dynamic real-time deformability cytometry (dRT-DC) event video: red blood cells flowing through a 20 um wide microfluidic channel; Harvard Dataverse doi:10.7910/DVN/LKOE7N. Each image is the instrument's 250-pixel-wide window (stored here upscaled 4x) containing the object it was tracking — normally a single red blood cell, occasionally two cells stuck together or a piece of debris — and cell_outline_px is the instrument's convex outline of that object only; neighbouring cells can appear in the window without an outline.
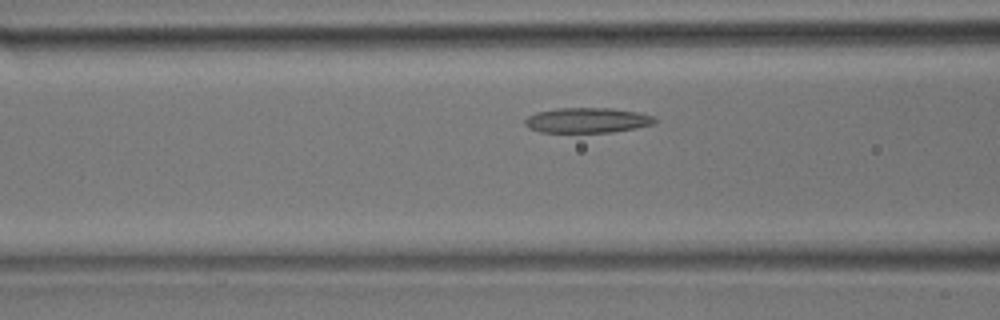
{"species": "common noctule bat (a hibernating species)", "species_latin": "Nyctalus noctula", "temperature_condition": "room temperature", "stored_images_in_passage": 24, "camera_frame_rate_fps": 3000, "um_per_image_px": 0.085, "animal": {"sex": "male", "body_mass_g": 17.9}, "frame": {"image": 1, "passage_image": 6, "time_ms": 1.667, "image_size_px": [1000, 320], "cell_outline_px": [[656, 124], [636, 128], [612, 132], [540, 132], [528, 128], [524, 124], [524, 120], [528, 116], [536, 112], [560, 108], [612, 108], [636, 112], [652, 116], [656, 120]], "centroid_in_image_um": [49.9, 10.23], "position_along_channel_um": 116.7, "area_um2": 19.02}}
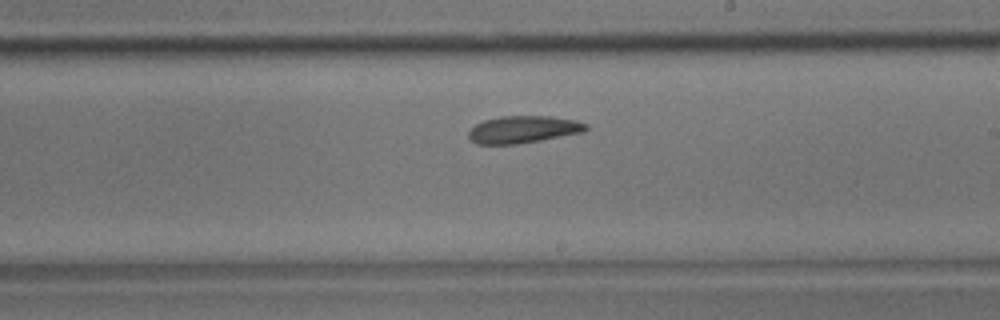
{"frame": {"image": 2, "passage_image": 14, "time_ms": 4.333, "image_size_px": [1000, 320], "cell_outline_px": [[588, 128], [584, 132], [540, 140], [516, 144], [476, 144], [468, 136], [468, 132], [476, 124], [484, 120], [500, 116], [552, 116], [576, 120], [588, 124]], "centroid_in_image_um": [44.49, 10.99], "position_along_channel_um": 244.5, "area_um2": 18.61}}
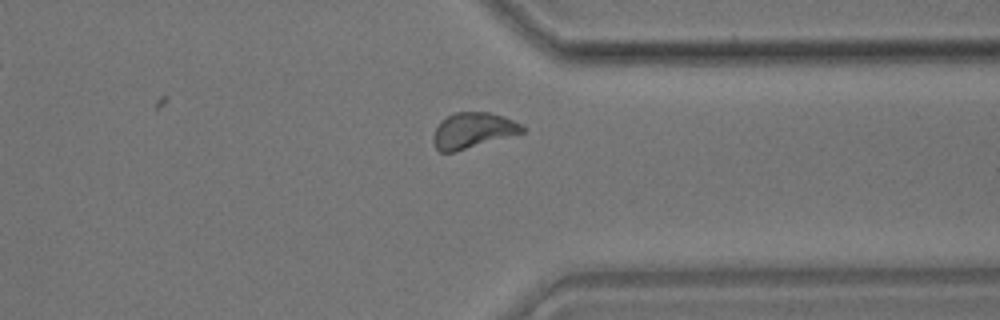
{"frame": {"image": 3, "passage_image": 22, "time_ms": 7.0, "image_size_px": [1000, 320], "cell_outline_px": [[524, 132], [452, 152], [440, 152], [436, 148], [432, 140], [432, 136], [440, 120], [456, 112], [488, 112], [504, 116], [520, 124], [524, 128]], "centroid_in_image_um": [40.15, 11.07], "position_along_channel_um": 371.3, "area_um2": 18.15}}